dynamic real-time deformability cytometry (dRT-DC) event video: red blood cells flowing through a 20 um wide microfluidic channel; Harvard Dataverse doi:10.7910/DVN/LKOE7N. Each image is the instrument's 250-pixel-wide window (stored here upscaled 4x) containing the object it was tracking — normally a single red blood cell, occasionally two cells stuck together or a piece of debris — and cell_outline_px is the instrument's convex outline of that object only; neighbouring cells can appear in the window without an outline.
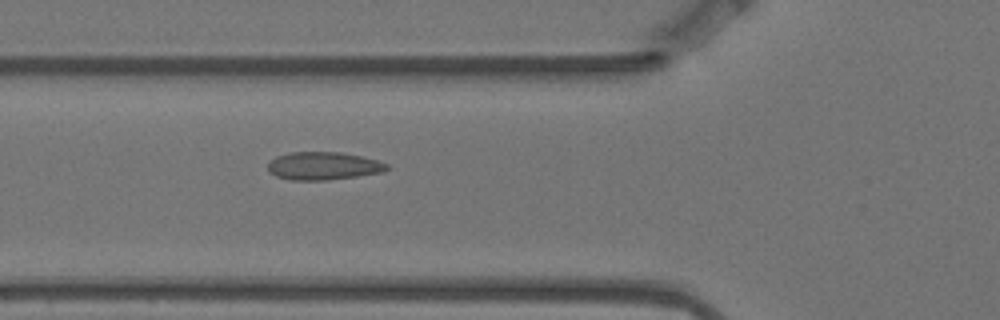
{"species": "Egyptian fruit bat (a non-hibernating species)", "species_latin": "Rousettus aegyptiacus", "temperature_condition": "warm", "stored_images_in_passage": 5, "camera_frame_rate_fps": 3000, "um_per_image_px": 0.085, "animal": {"sex": "female"}, "frame": {"image": 1, "passage_image": 5, "time_ms": 1.333, "image_size_px": [1000, 320], "cell_outline_px": [[388, 168], [384, 172], [328, 180], [288, 180], [276, 176], [268, 172], [268, 164], [276, 156], [292, 152], [340, 152], [380, 160], [388, 164]], "centroid_in_image_um": [27.49, 14.1], "position_along_channel_um": 98.3, "area_um2": 19.42}}